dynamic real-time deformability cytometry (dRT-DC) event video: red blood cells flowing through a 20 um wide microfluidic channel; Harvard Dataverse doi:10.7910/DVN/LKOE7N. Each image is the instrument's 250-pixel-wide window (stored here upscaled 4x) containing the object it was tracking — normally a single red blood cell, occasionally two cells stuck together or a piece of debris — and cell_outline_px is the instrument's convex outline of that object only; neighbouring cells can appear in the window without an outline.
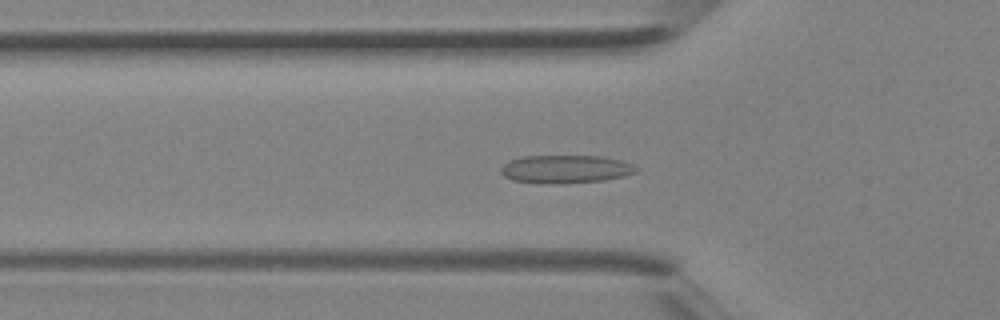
{"species": "Egyptian fruit bat (a non-hibernating species)", "species_latin": "Rousettus aegyptiacus", "temperature_condition": "room temperature", "stored_images_in_passage": 39, "camera_frame_rate_fps": 3000, "um_per_image_px": 0.085, "animal": {"sex": "female"}, "frame": {"image": 1, "passage_image": 13, "time_ms": 4.0, "image_size_px": [1000, 320], "cell_outline_px": [[636, 172], [624, 176], [604, 180], [564, 184], [540, 184], [512, 180], [504, 176], [500, 172], [500, 168], [508, 160], [520, 156], [600, 156], [620, 160], [632, 164], [636, 168]], "centroid_in_image_um": [48.01, 14.38], "position_along_channel_um": 77.8, "area_um2": 22.43}}
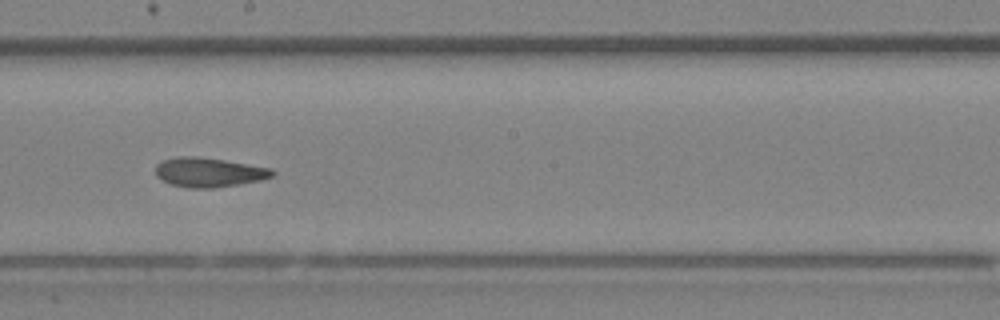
{"frame": {"image": 2, "passage_image": 22, "time_ms": 7.0, "image_size_px": [1000, 320], "cell_outline_px": [[276, 172], [272, 176], [260, 180], [240, 184], [212, 188], [188, 188], [172, 184], [160, 180], [156, 176], [156, 164], [160, 160], [176, 156], [196, 156], [224, 160], [272, 168]], "centroid_in_image_um": [17.72, 14.64], "position_along_channel_um": 230.5, "area_um2": 20.17}}
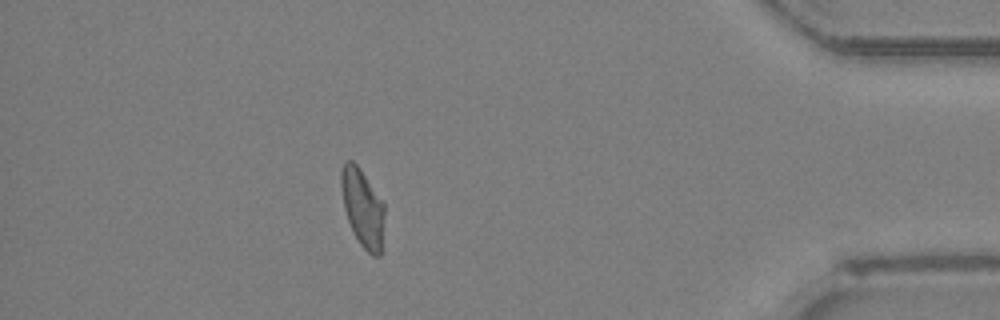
{"frame": {"image": 3, "passage_image": 35, "time_ms": 11.333, "image_size_px": [1000, 320], "cell_outline_px": [[384, 216], [380, 256], [372, 256], [360, 244], [348, 220], [344, 208], [340, 188], [340, 168], [344, 160], [352, 160], [356, 164], [384, 204]], "centroid_in_image_um": [30.79, 17.63], "position_along_channel_um": 404.4, "area_um2": 19.42}}